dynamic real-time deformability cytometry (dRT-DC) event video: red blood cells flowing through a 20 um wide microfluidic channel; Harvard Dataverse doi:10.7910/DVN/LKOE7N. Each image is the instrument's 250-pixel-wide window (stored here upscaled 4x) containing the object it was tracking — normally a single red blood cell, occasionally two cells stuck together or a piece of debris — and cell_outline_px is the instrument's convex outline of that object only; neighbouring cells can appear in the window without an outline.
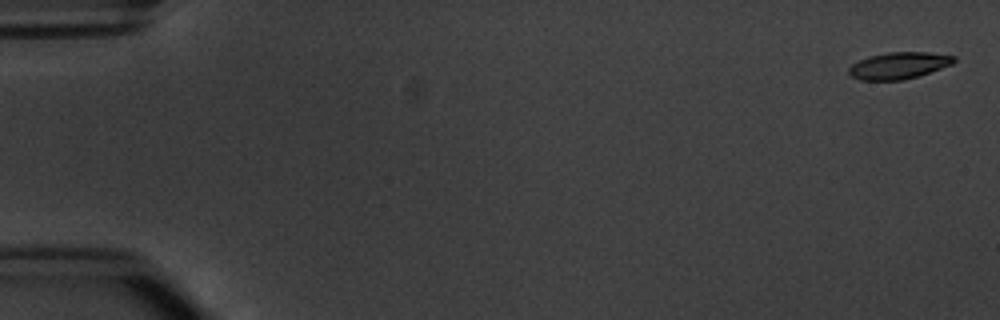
{"species": "common noctule bat (a hibernating species)", "species_latin": "Nyctalus noctula", "temperature_condition": "warm", "stored_images_in_passage": 6, "camera_frame_rate_fps": 3000, "um_per_image_px": 0.085, "animal": {"sex": "male", "body_mass_g": 20.1, "forearm_length_mm": 53.5}, "frame": {"image": 1, "passage_image": 1, "time_ms": 0.0, "image_size_px": [1000, 320], "cell_outline_px": [[956, 60], [952, 64], [904, 80], [860, 80], [848, 76], [848, 68], [852, 64], [868, 56], [888, 52], [928, 52], [956, 56]], "centroid_in_image_um": [76.35, 5.57], "position_along_channel_um": 8.7, "area_um2": 16.36}}
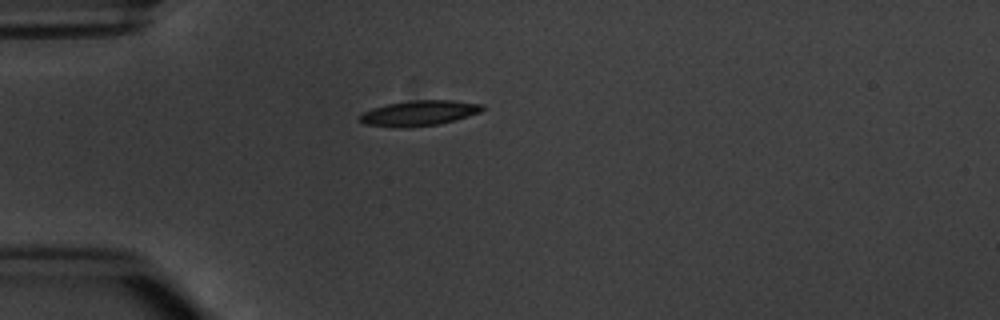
{"frame": {"image": 2, "passage_image": 4, "time_ms": 4.667, "image_size_px": [1000, 320], "cell_outline_px": [[484, 108], [480, 112], [456, 120], [436, 124], [404, 128], [392, 128], [364, 124], [360, 120], [360, 116], [364, 112], [372, 108], [388, 104], [412, 100], [452, 100], [484, 104]], "centroid_in_image_um": [35.62, 9.62], "position_along_channel_um": 49.4, "area_um2": 18.09}}